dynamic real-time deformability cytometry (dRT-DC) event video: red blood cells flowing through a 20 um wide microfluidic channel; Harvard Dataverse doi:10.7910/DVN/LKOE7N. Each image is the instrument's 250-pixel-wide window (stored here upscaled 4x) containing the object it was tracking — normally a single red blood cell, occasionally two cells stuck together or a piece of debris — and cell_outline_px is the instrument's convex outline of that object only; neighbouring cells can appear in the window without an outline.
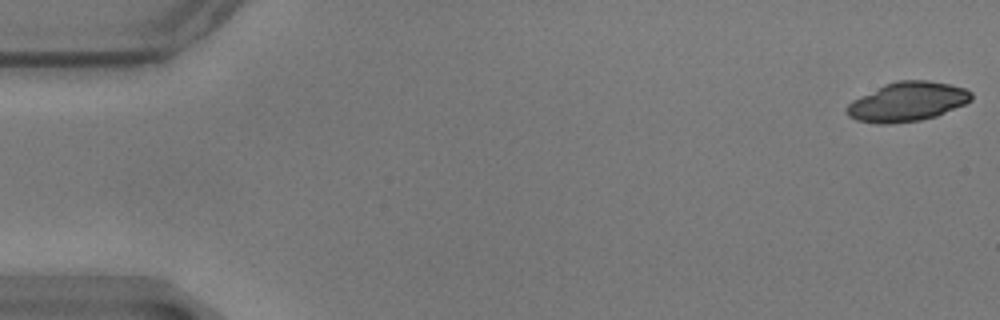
{"species": "common noctule bat (a hibernating species)", "species_latin": "Nyctalus noctula", "temperature_condition": "warm", "stored_images_in_passage": 14, "camera_frame_rate_fps": 3000, "um_per_image_px": 0.085, "animal": {"sex": "male", "body_mass_g": 17.9}, "frame": {"image": 1, "passage_image": 1, "time_ms": 0.0, "image_size_px": [1000, 320], "cell_outline_px": [[972, 100], [964, 104], [936, 116], [920, 120], [888, 124], [876, 124], [856, 120], [848, 116], [844, 112], [844, 108], [852, 100], [884, 84], [896, 80], [928, 80], [948, 84], [964, 88], [972, 92]], "centroid_in_image_um": [77.07, 8.65], "position_along_channel_um": 7.9, "area_um2": 28.61}}